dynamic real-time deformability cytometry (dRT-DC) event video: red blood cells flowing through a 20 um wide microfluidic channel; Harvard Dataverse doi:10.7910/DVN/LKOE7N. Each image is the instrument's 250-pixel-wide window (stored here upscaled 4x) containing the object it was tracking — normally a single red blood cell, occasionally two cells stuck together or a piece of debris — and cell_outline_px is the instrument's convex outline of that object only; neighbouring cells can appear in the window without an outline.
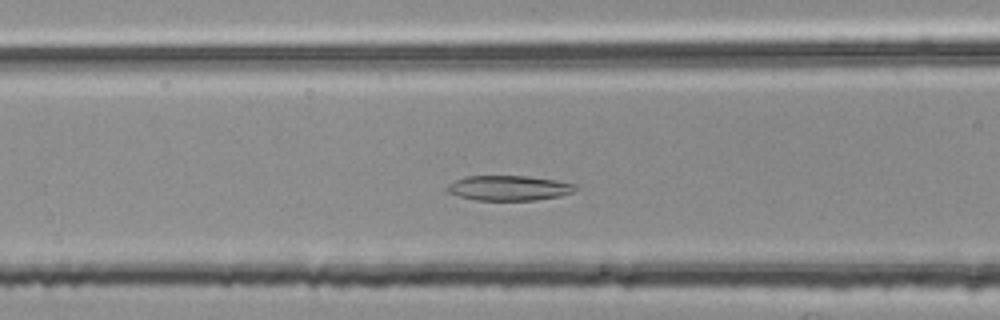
{"species": "common noctule bat (a hibernating species)", "species_latin": "Nyctalus noctula", "temperature_condition": "room temperature", "stored_images_in_passage": 47, "camera_frame_rate_fps": 3000, "um_per_image_px": 0.085, "animal": {"sex": "female", "body_mass_g": 25.1}, "frame": {"image": 1, "passage_image": 17, "time_ms": 5.333, "image_size_px": [1000, 320], "cell_outline_px": [[580, 188], [572, 192], [560, 196], [536, 200], [476, 200], [460, 196], [448, 192], [444, 188], [448, 184], [464, 176], [528, 176], [556, 180], [576, 184]], "centroid_in_image_um": [43.28, 15.98], "position_along_channel_um": 123.3, "area_um2": 18.79}}
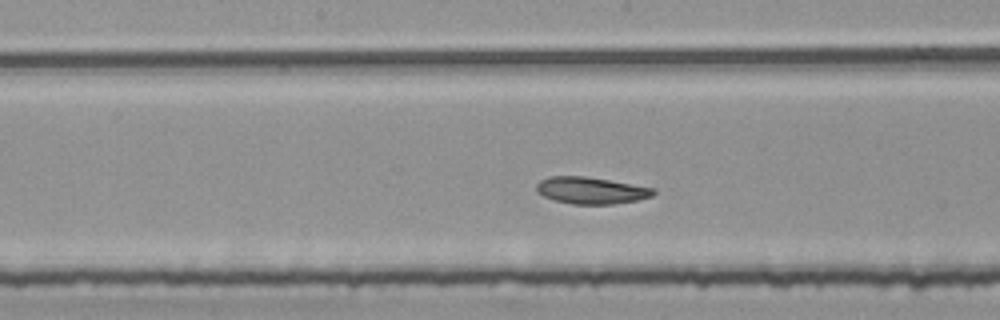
{"frame": {"image": 2, "passage_image": 23, "time_ms": 7.333, "image_size_px": [1000, 320], "cell_outline_px": [[656, 192], [652, 196], [636, 200], [612, 204], [572, 204], [556, 200], [544, 196], [536, 192], [536, 184], [540, 180], [548, 176], [584, 176], [656, 188]], "centroid_in_image_um": [50.23, 16.18], "position_along_channel_um": 198.0, "area_um2": 18.21}}
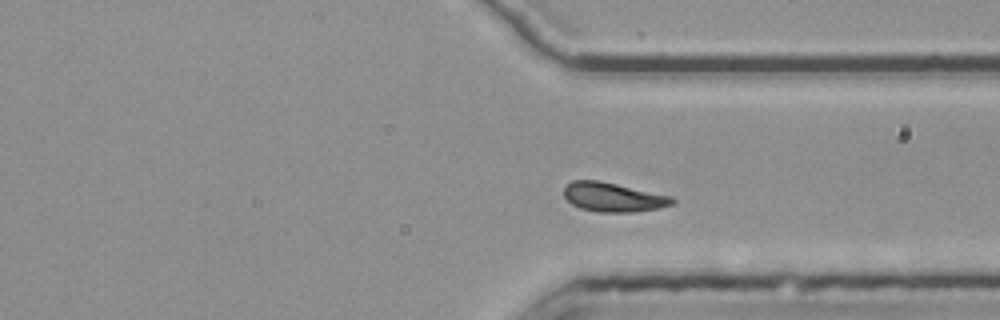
{"frame": {"image": 3, "passage_image": 36, "time_ms": 11.667, "image_size_px": [1000, 320], "cell_outline_px": [[676, 200], [672, 204], [660, 208], [632, 212], [596, 212], [580, 208], [572, 204], [564, 196], [564, 188], [572, 180], [596, 180], [616, 184], [672, 196]], "centroid_in_image_um": [52.12, 16.76], "position_along_channel_um": 359.3, "area_um2": 18.32}, "authors_computed_cell_mechanics": {"area_um2": 18.5538, "velocity_mm_per_s": 3.7292, "shape_relaxation_time_tau1_ms": null, "shape_relaxation_time_tau2_ms": 4.834, "deformation_change_tau1": null, "deformation_change_tau2": 0.1154}}